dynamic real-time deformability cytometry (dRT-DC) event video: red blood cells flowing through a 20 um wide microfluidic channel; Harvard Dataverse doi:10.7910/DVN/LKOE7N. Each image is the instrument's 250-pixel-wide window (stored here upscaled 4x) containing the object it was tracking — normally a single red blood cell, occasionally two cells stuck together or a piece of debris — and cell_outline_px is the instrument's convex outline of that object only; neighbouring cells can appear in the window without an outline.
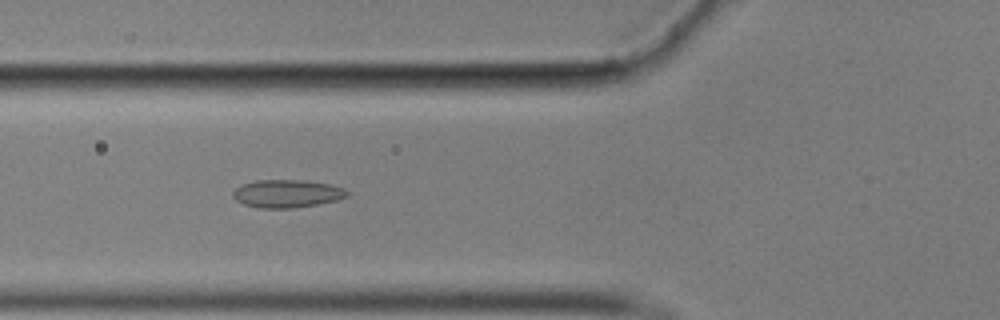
{"species": "common noctule bat (a hibernating species)", "species_latin": "Nyctalus noctula", "temperature_condition": "cold", "stored_images_in_passage": 57, "camera_frame_rate_fps": 3000, "um_per_image_px": 0.085, "animal": {"sex": "male", "body_mass_g": 17.9}, "frame": {"image": 1, "passage_image": 21, "time_ms": 6.667, "image_size_px": [1000, 320], "cell_outline_px": [[352, 192], [348, 196], [336, 200], [316, 204], [292, 208], [260, 208], [244, 204], [236, 200], [232, 196], [232, 192], [240, 184], [256, 180], [308, 180], [328, 184], [344, 188]], "centroid_in_image_um": [24.39, 16.44], "position_along_channel_um": 101.4, "area_um2": 18.67}}
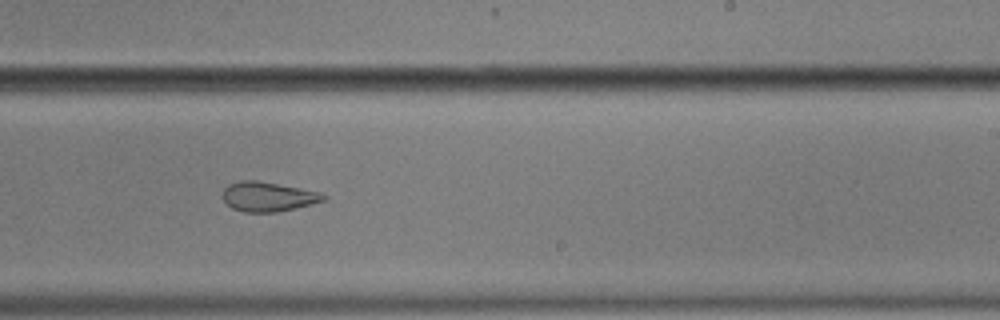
{"frame": {"image": 2, "passage_image": 35, "time_ms": 11.333, "image_size_px": [1000, 320], "cell_outline_px": [[328, 200], [296, 208], [276, 212], [244, 212], [232, 208], [224, 200], [224, 188], [228, 184], [240, 180], [256, 180], [320, 192], [328, 196]], "centroid_in_image_um": [22.82, 16.72], "position_along_channel_um": 266.2, "area_um2": 17.34}}
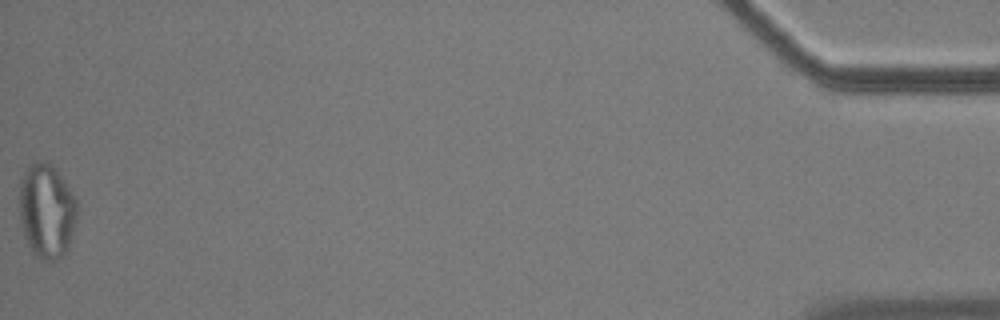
{"frame": {"image": 3, "passage_image": 57, "time_ms": 18.667, "image_size_px": [1000, 320], "cell_outline_px": [[80, 208], [72, 236], [68, 248], [60, 260], [48, 264], [40, 260], [32, 252], [24, 236], [20, 224], [20, 180], [28, 164], [36, 160], [48, 160], [56, 168], [64, 180], [76, 200]], "centroid_in_image_um": [3.98, 17.95], "position_along_channel_um": 431.2, "area_um2": 32.83}, "authors_computed_cell_mechanics": {"area_um2": 19.0162, "velocity_mm_per_s": 3.5287, "shape_relaxation_time_tau1_ms": null, "shape_relaxation_time_tau2_ms": 2.097, "deformation_change_tau1": null, "deformation_change_tau2": 0.0802}}